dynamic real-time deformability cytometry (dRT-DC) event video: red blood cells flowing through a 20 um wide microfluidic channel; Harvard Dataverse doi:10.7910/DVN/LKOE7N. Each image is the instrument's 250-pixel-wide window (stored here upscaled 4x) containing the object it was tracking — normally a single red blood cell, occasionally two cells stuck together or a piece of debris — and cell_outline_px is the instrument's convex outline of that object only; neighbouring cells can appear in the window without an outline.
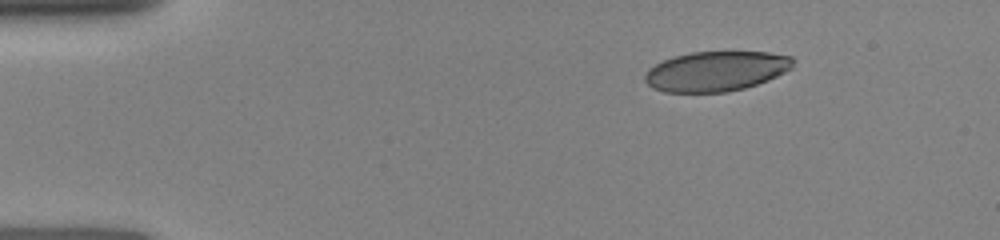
{"species": "human", "species_latin": "Homo sapiens", "temperature_condition": "room temperature", "stored_images_in_passage": 4, "camera_frame_rate_fps": 3000, "um_per_image_px": 0.085, "donor": {"sex": "female"}, "frame": {"image": 1, "passage_image": 1, "time_ms": 0.0, "image_size_px": [1000, 240], "cell_outline_px": [[796, 60], [792, 68], [768, 80], [744, 88], [728, 92], [664, 92], [652, 88], [644, 80], [644, 76], [648, 68], [664, 60], [676, 56], [692, 52], [768, 52], [792, 56]], "centroid_in_image_um": [60.88, 6.05], "position_along_channel_um": 24.1, "area_um2": 34.51}}